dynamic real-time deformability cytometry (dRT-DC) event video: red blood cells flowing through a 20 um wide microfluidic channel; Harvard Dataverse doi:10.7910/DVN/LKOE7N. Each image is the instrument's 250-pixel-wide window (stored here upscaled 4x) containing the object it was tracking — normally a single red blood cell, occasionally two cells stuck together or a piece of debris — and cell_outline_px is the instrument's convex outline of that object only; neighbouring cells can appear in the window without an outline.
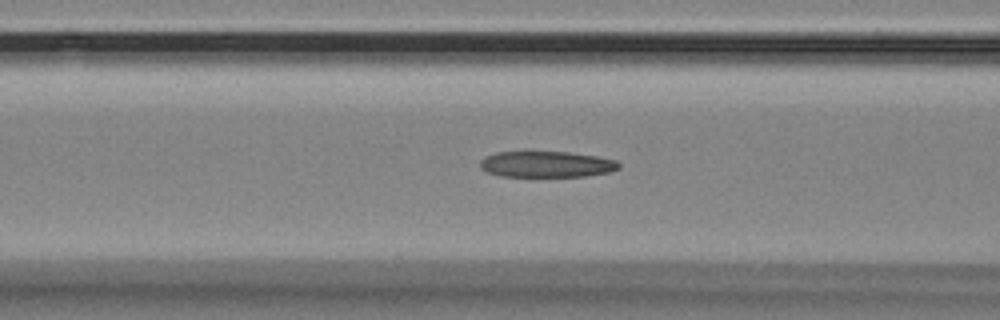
{"species": "Egyptian fruit bat (a non-hibernating species)", "species_latin": "Rousettus aegyptiacus", "temperature_condition": "room temperature", "stored_images_in_passage": 47, "camera_frame_rate_fps": 3000, "um_per_image_px": 0.085, "animal": {"sex": "female"}, "frame": {"image": 1, "passage_image": 13, "time_ms": 4.0, "image_size_px": [1000, 320], "cell_outline_px": [[620, 168], [608, 172], [584, 176], [500, 176], [488, 172], [480, 168], [480, 160], [484, 156], [496, 152], [568, 152], [596, 156], [616, 160], [620, 164]], "centroid_in_image_um": [46.43, 13.96], "position_along_channel_um": 120.2, "area_um2": 20.98}}
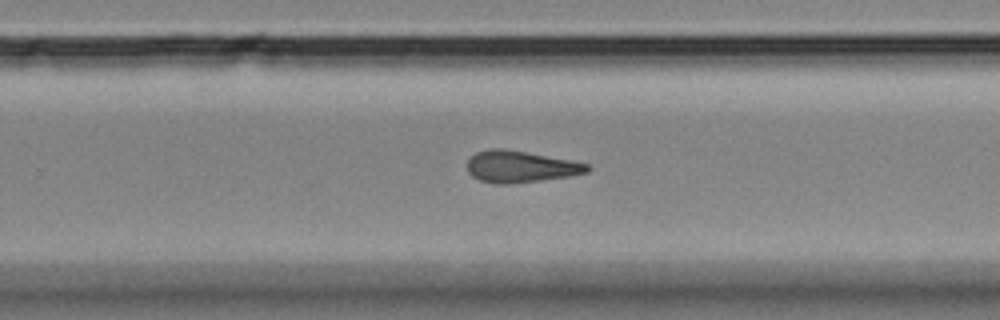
{"frame": {"image": 2, "passage_image": 27, "time_ms": 8.667, "image_size_px": [1000, 320], "cell_outline_px": [[592, 168], [588, 172], [572, 176], [512, 184], [496, 184], [480, 180], [472, 176], [468, 172], [468, 160], [476, 152], [488, 148], [504, 148], [568, 160], [588, 164]], "centroid_in_image_um": [44.23, 14.17], "position_along_channel_um": 285.6, "area_um2": 22.14}}
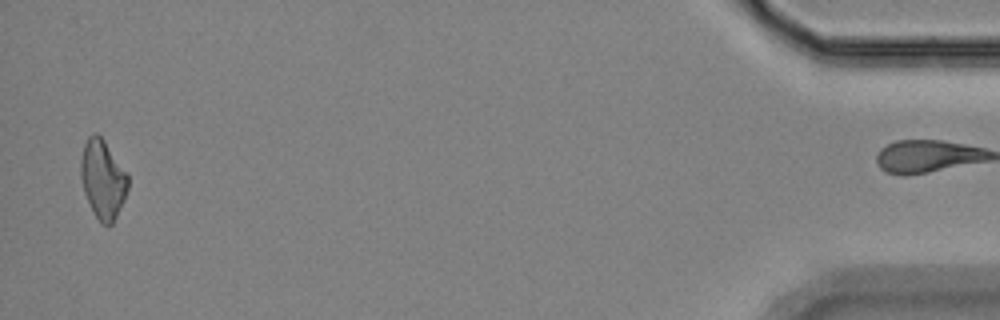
{"frame": {"image": 3, "passage_image": 46, "time_ms": 15.0, "image_size_px": [1000, 320], "cell_outline_px": [[128, 188], [116, 216], [112, 224], [100, 224], [84, 192], [80, 176], [80, 160], [84, 144], [88, 136], [96, 132], [104, 140], [128, 176]], "centroid_in_image_um": [8.71, 15.21], "position_along_channel_um": 426.5, "area_um2": 21.21}, "authors_computed_cell_mechanics": {"area_um2": 22.1952, "velocity_mm_per_s": 3.5457, "shape_relaxation_time_tau1_ms": null, "shape_relaxation_time_tau2_ms": 2.3753, "deformation_change_tau1": null, "deformation_change_tau2": 0.105}}